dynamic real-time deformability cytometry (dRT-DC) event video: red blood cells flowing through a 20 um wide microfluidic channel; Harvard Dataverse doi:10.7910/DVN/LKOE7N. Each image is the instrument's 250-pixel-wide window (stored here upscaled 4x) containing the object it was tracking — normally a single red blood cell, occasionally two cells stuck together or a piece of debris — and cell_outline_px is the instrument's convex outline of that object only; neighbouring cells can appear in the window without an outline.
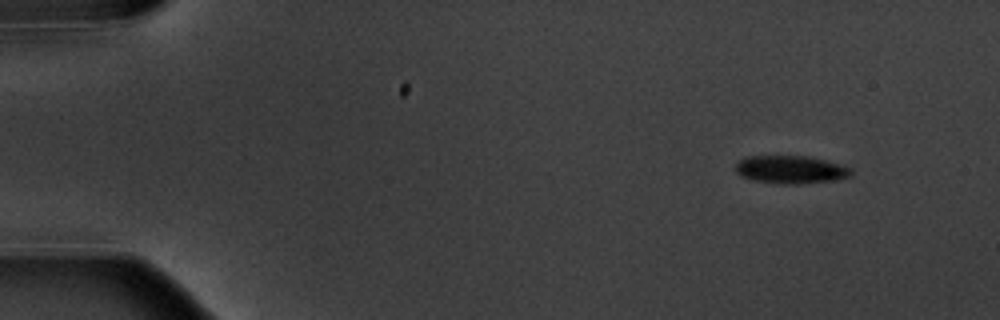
{"species": "common noctule bat (a hibernating species)", "species_latin": "Nyctalus noctula", "temperature_condition": "warm", "stored_images_in_passage": 4, "camera_frame_rate_fps": 3000, "um_per_image_px": 0.085, "animal": {"sex": "male", "body_mass_g": 20.1, "forearm_length_mm": 53.5}, "frame": {"image": 1, "passage_image": 1, "time_ms": 0.0, "image_size_px": [1000, 320], "cell_outline_px": [[852, 176], [832, 180], [796, 184], [784, 184], [752, 180], [740, 176], [736, 172], [736, 164], [744, 156], [808, 156], [824, 160], [852, 168]], "centroid_in_image_um": [67.18, 14.41], "position_along_channel_um": 17.8, "area_um2": 18.73}}
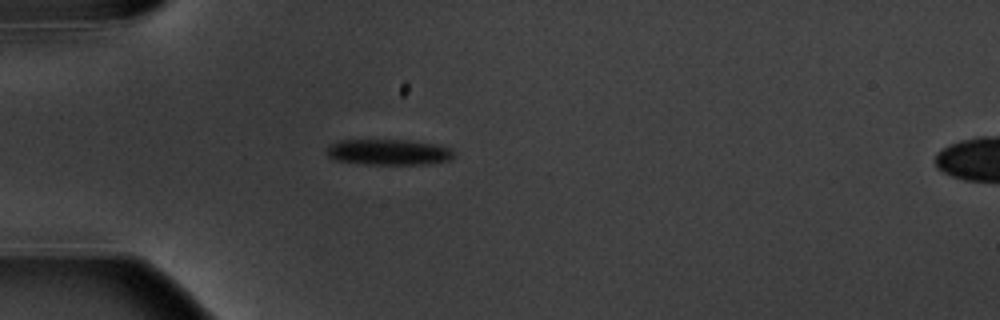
{"frame": {"image": 2, "passage_image": 4, "time_ms": 3.667, "image_size_px": [1000, 320], "cell_outline_px": [[452, 156], [448, 160], [428, 164], [364, 164], [332, 160], [324, 152], [328, 144], [340, 140], [408, 140], [436, 144], [448, 148], [452, 152]], "centroid_in_image_um": [32.91, 12.93], "position_along_channel_um": 52.1, "area_um2": 19.19}}